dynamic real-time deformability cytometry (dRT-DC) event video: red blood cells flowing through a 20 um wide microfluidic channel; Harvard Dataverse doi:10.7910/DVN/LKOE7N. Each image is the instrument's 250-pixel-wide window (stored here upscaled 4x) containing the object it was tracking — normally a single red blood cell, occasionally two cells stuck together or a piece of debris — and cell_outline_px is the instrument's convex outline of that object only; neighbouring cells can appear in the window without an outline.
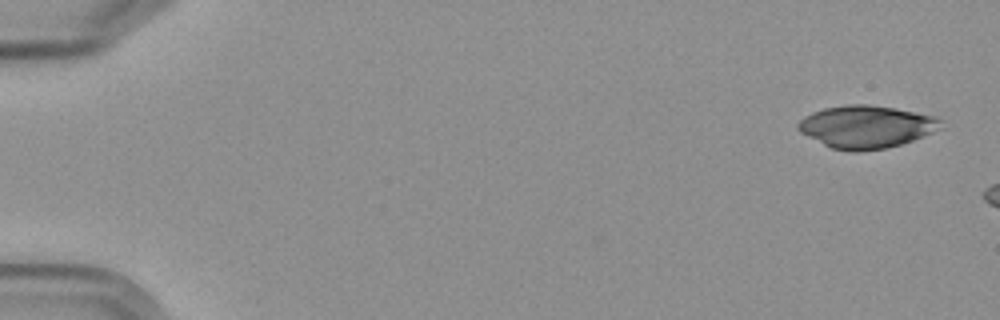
{"species": "Egyptian fruit bat (a non-hibernating species)", "species_latin": "Rousettus aegyptiacus", "temperature_condition": "cold", "stored_images_in_passage": 4, "camera_frame_rate_fps": 3000, "um_per_image_px": 0.085, "frame": {"image": 1, "passage_image": 1, "time_ms": 0.0, "image_size_px": [1000, 320], "cell_outline_px": [[944, 128], [912, 140], [900, 144], [884, 148], [856, 152], [852, 152], [832, 148], [800, 132], [796, 128], [796, 124], [804, 116], [812, 112], [824, 108], [848, 104], [868, 104], [896, 108], [936, 116], [940, 120]], "centroid_in_image_um": [73.63, 10.76], "position_along_channel_um": 11.4, "area_um2": 35.43}}